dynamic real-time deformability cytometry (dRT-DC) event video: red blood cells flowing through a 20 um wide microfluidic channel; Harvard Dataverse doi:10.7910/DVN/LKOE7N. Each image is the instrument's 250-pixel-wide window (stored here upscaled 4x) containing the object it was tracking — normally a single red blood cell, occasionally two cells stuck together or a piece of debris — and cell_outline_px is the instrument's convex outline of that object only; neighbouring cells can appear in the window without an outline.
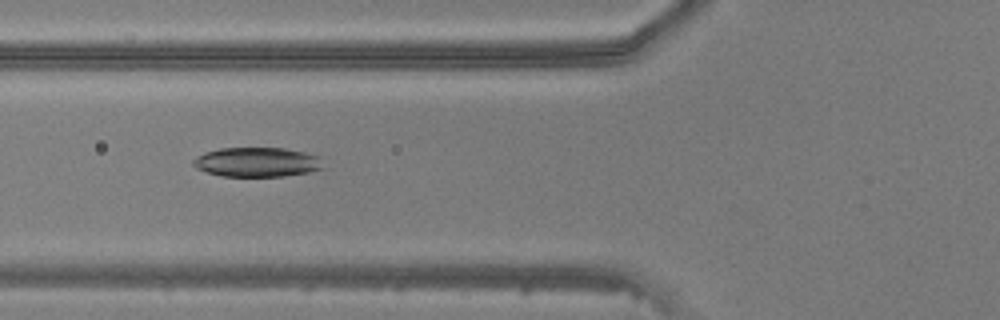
{"species": "common noctule bat (a hibernating species)", "species_latin": "Nyctalus noctula", "temperature_condition": "warm", "stored_images_in_passage": 33, "camera_frame_rate_fps": 3000, "um_per_image_px": 0.085, "animal": {"sex": "male", "body_mass_g": 20.5, "forearm_length_mm": 52.5}, "frame": {"image": 1, "passage_image": 4, "time_ms": 1.0, "image_size_px": [1000, 320], "cell_outline_px": [[324, 168], [308, 172], [284, 176], [220, 176], [196, 168], [192, 164], [192, 160], [196, 156], [204, 152], [220, 148], [284, 148], [304, 152], [320, 156]], "centroid_in_image_um": [21.84, 13.77], "position_along_channel_um": 104.0, "area_um2": 22.43}}
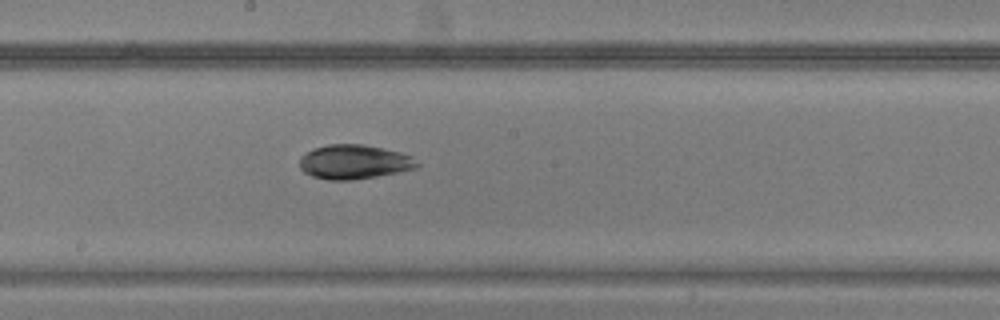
{"frame": {"image": 2, "passage_image": 12, "time_ms": 3.667, "image_size_px": [1000, 320], "cell_outline_px": [[420, 164], [416, 168], [396, 172], [348, 180], [328, 180], [312, 176], [304, 172], [300, 168], [300, 156], [312, 148], [328, 144], [364, 144], [400, 152], [412, 156]], "centroid_in_image_um": [30.06, 13.74], "position_along_channel_um": 218.1, "area_um2": 23.35}}
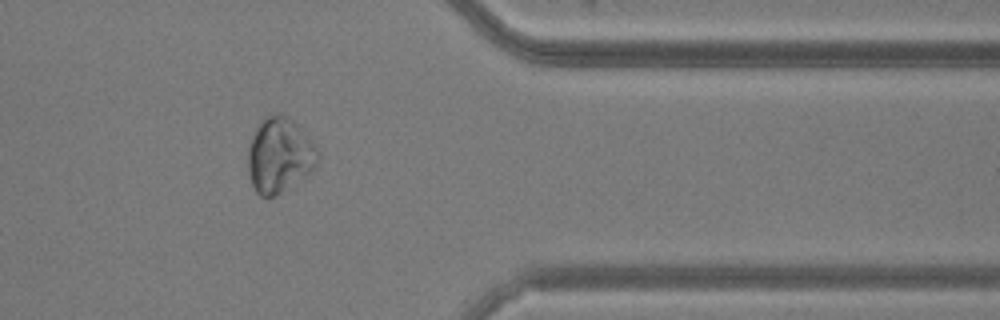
{"frame": {"image": 3, "passage_image": 25, "time_ms": 8.0, "image_size_px": [1000, 320], "cell_outline_px": [[320, 156], [312, 172], [268, 200], [260, 196], [256, 192], [252, 184], [248, 172], [248, 148], [252, 136], [260, 120], [276, 112], [280, 112], [292, 120], [300, 128], [316, 148]], "centroid_in_image_um": [23.73, 13.21], "position_along_channel_um": 387.7, "area_um2": 30.52}}